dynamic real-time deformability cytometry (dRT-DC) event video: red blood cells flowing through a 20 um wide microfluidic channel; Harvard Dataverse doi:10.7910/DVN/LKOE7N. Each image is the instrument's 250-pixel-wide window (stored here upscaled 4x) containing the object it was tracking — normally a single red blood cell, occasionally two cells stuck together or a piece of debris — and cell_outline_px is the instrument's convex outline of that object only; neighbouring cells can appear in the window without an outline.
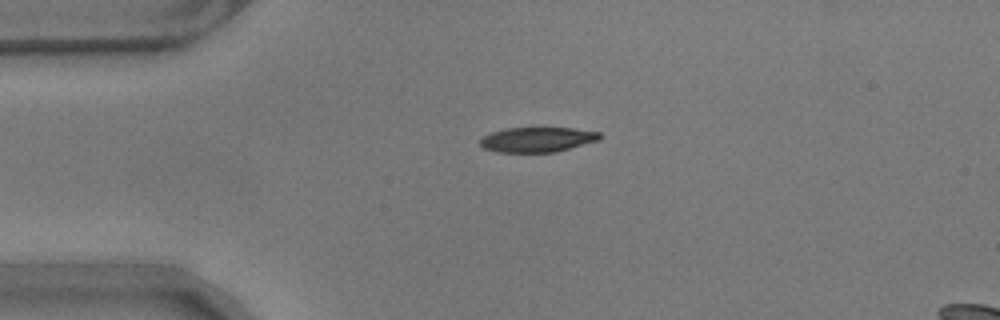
{"species": "common noctule bat (a hibernating species)", "species_latin": "Nyctalus noctula", "temperature_condition": "warm", "stored_images_in_passage": 45, "camera_frame_rate_fps": 3000, "um_per_image_px": 0.085, "animal": {"sex": "male", "body_mass_g": 17.9}, "frame": {"image": 1, "passage_image": 1, "time_ms": 0.0, "image_size_px": [1000, 320], "cell_outline_px": [[604, 136], [600, 140], [556, 152], [496, 152], [484, 148], [480, 144], [480, 140], [484, 136], [492, 132], [504, 128], [572, 128], [600, 132]], "centroid_in_image_um": [45.71, 11.86], "position_along_channel_um": 39.3, "area_um2": 17.46}}
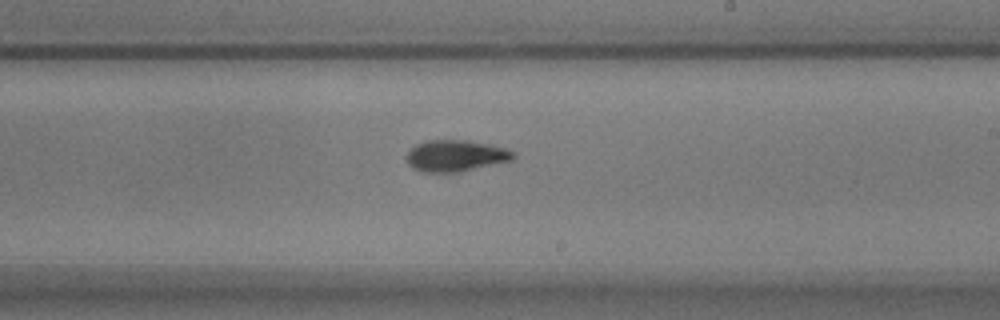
{"frame": {"image": 2, "passage_image": 21, "time_ms": 6.667, "image_size_px": [1000, 320], "cell_outline_px": [[516, 156], [512, 160], [460, 172], [424, 172], [412, 168], [408, 164], [408, 152], [416, 144], [428, 140], [468, 140], [488, 144], [504, 148], [516, 152]], "centroid_in_image_um": [38.75, 13.24], "position_along_channel_um": 250.2, "area_um2": 19.48}}
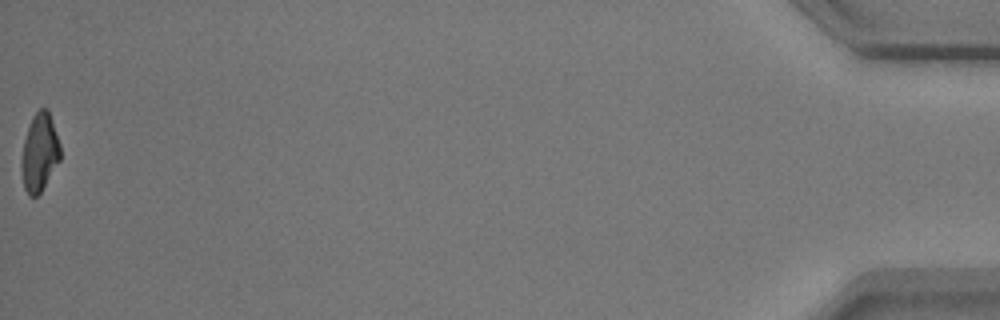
{"frame": {"image": 3, "passage_image": 45, "time_ms": 14.667, "image_size_px": [1000, 320], "cell_outline_px": [[60, 160], [40, 192], [36, 196], [28, 196], [24, 188], [20, 168], [20, 160], [24, 140], [32, 116], [40, 108], [48, 108], [60, 144]], "centroid_in_image_um": [3.34, 12.96], "position_along_channel_um": 431.9, "area_um2": 17.69}, "authors_computed_cell_mechanics": {"area_um2": 18.9584, "velocity_mm_per_s": 3.539, "shape_relaxation_time_tau1_ms": 4.197, "shape_relaxation_time_tau2_ms": 2.9469, "deformation_change_tau1": 0.1824, "deformation_change_tau2": 0.0991}}